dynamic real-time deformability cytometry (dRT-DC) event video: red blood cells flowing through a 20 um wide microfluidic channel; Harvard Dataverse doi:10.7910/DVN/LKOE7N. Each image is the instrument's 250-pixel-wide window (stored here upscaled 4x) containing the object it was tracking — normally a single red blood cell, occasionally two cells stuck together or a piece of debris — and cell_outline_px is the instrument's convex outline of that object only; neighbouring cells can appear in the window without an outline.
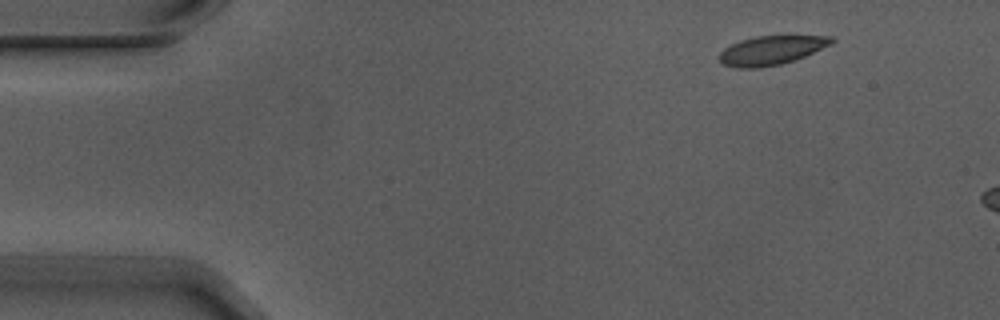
{"species": "Egyptian fruit bat (a non-hibernating species)", "species_latin": "Rousettus aegyptiacus", "temperature_condition": "warm", "stored_images_in_passage": 5, "camera_frame_rate_fps": 3000, "um_per_image_px": 0.085, "animal": {"sex": "male"}, "frame": {"image": 1, "passage_image": 1, "time_ms": 0.0, "image_size_px": [1000, 320], "cell_outline_px": [[836, 40], [832, 44], [804, 56], [780, 64], [756, 68], [736, 68], [724, 64], [720, 60], [720, 52], [724, 48], [740, 40], [756, 36], [788, 32], [832, 36]], "centroid_in_image_um": [65.66, 4.19], "position_along_channel_um": 19.3, "area_um2": 19.83}}
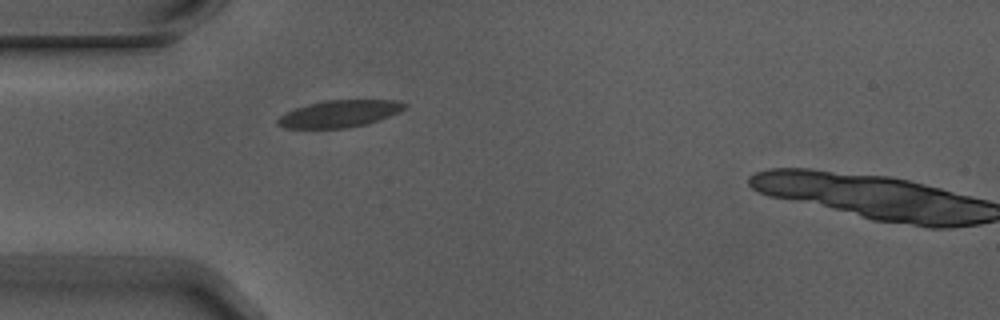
{"frame": {"image": 2, "passage_image": 4, "time_ms": 1.0, "image_size_px": [1000, 320], "cell_outline_px": [[408, 104], [404, 108], [388, 116], [368, 124], [348, 128], [284, 128], [276, 124], [276, 120], [280, 116], [296, 108], [308, 104], [328, 100], [396, 100]], "centroid_in_image_um": [28.83, 9.67], "position_along_channel_um": 56.2, "area_um2": 19.77}}